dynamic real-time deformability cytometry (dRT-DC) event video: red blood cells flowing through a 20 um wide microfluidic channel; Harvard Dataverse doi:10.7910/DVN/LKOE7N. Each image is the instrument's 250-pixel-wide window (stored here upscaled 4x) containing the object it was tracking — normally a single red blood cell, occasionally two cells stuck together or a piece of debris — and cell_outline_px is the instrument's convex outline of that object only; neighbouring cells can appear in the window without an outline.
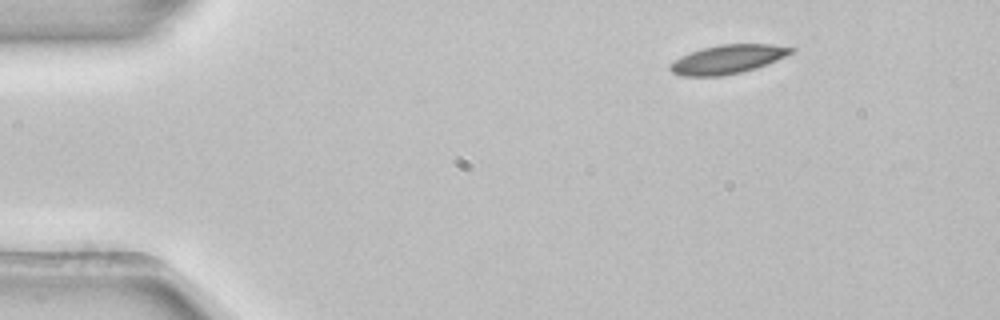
{"species": "common noctule bat (a hibernating species)", "species_latin": "Nyctalus noctula", "temperature_condition": "room temperature", "stored_images_in_passage": 3, "camera_frame_rate_fps": 3000, "um_per_image_px": 0.085, "animal": {"sex": "female", "body_mass_g": 22.7, "forearm_length_mm": 54.2}, "frame": {"image": 1, "passage_image": 1, "time_ms": 0.0, "image_size_px": [1000, 320], "cell_outline_px": [[796, 48], [792, 52], [776, 60], [756, 68], [740, 72], [720, 76], [684, 76], [672, 72], [668, 68], [668, 64], [680, 56], [704, 48], [720, 44], [772, 44]], "centroid_in_image_um": [61.82, 5.04], "position_along_channel_um": 23.2, "area_um2": 20.11}}
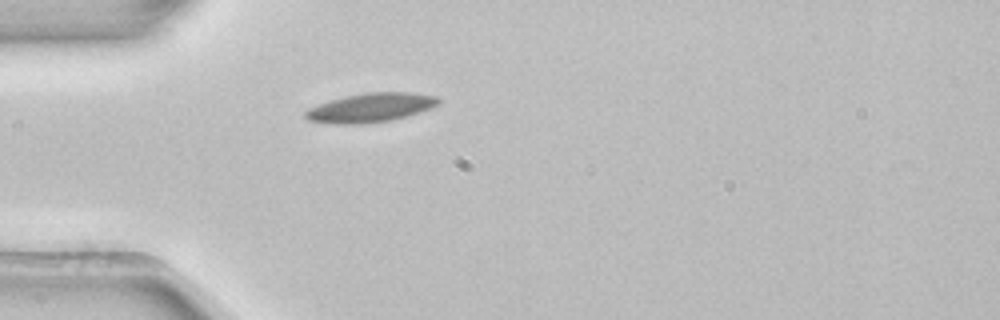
{"frame": {"image": 2, "passage_image": 3, "time_ms": 0.667, "image_size_px": [1000, 320], "cell_outline_px": [[440, 104], [432, 108], [392, 120], [364, 124], [336, 124], [308, 120], [304, 116], [304, 112], [308, 108], [344, 96], [368, 92], [408, 92], [436, 96], [440, 100]], "centroid_in_image_um": [31.51, 9.15], "position_along_channel_um": 53.5, "area_um2": 22.48}}